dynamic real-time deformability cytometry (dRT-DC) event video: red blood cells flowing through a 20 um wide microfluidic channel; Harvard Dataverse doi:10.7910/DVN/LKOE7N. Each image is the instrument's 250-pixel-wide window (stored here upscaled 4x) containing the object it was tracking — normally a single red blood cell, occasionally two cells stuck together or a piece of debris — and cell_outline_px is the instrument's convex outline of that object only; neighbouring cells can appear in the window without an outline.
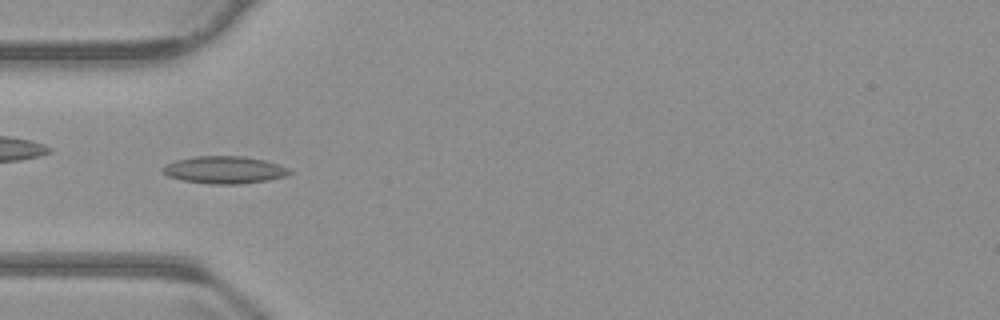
{"species": "common noctule bat (a hibernating species)", "species_latin": "Nyctalus noctula", "temperature_condition": "warm", "stored_images_in_passage": 53, "camera_frame_rate_fps": 3000, "um_per_image_px": 0.085, "animal": {"sex": "male", "body_mass_g": 23.1, "forearm_length_mm": 52.7}, "frame": {"image": 1, "passage_image": 16, "time_ms": 5.0, "image_size_px": [1000, 320], "cell_outline_px": [[292, 172], [284, 176], [268, 180], [240, 184], [208, 184], [184, 180], [168, 176], [160, 172], [160, 168], [164, 164], [176, 160], [196, 156], [244, 156], [264, 160], [288, 168]], "centroid_in_image_um": [19.01, 14.44], "position_along_channel_um": 66.0, "area_um2": 20.23}, "authors_computed_cell_mechanics": {"area_um2": 17.918, "velocity_mm_per_s": 3.7997, "shape_relaxation_time_tau1_ms": null, "shape_relaxation_time_tau2_ms": 2.7049, "deformation_change_tau1": null, "deformation_change_tau2": 0.0877}}